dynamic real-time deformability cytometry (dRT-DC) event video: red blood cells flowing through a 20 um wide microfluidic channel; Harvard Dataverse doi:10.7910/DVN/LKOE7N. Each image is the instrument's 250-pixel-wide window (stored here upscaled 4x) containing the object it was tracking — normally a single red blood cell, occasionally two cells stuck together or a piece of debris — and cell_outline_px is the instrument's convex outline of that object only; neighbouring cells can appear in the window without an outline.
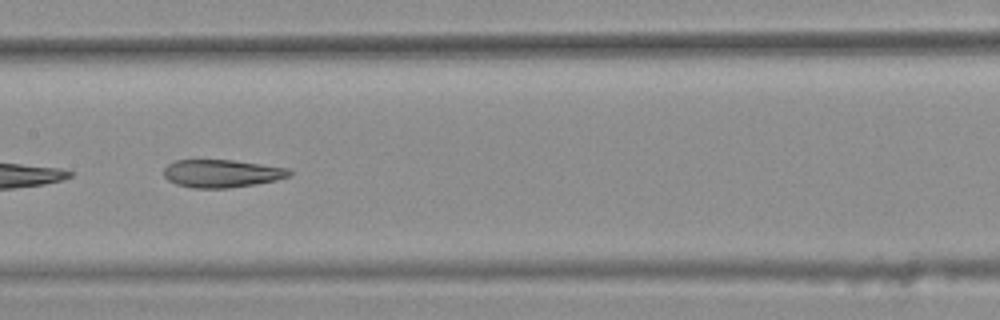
{"species": "common noctule bat (a hibernating species)", "species_latin": "Nyctalus noctula", "temperature_condition": "warm", "stored_images_in_passage": 11, "segment_of_instrument_passage": [1, 2], "camera_frame_rate_fps": 3000, "um_per_image_px": 0.085, "animal": {"sex": "female", "body_mass_g": 25.1}, "frame": {"image": 1, "passage_image": 7, "time_ms": 2.0, "image_size_px": [1000, 320], "cell_outline_px": [[292, 172], [288, 176], [276, 180], [256, 184], [228, 188], [192, 188], [176, 184], [168, 180], [164, 176], [164, 168], [168, 164], [176, 160], [232, 160], [288, 168]], "centroid_in_image_um": [18.82, 14.75], "position_along_channel_um": 188.6, "area_um2": 20.29}}
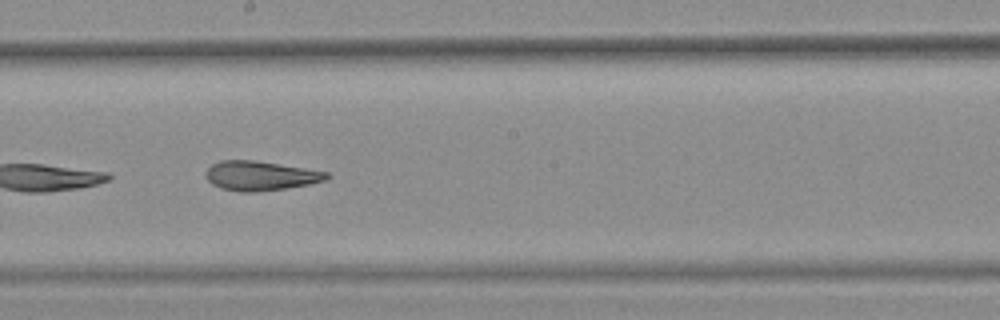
{"frame": {"image": 2, "passage_image": 8, "time_ms": 2.333, "image_size_px": [1000, 320], "cell_outline_px": [[332, 176], [324, 180], [308, 184], [288, 188], [256, 192], [244, 192], [220, 188], [212, 184], [204, 176], [204, 172], [212, 164], [220, 160], [256, 160], [328, 172]], "centroid_in_image_um": [22.1, 14.94], "position_along_channel_um": 226.1, "area_um2": 20.81}}
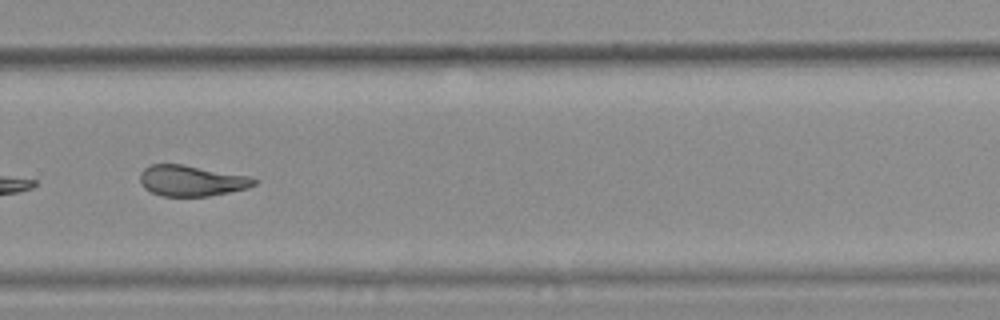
{"frame": {"image": 3, "passage_image": 10, "time_ms": 3.0, "image_size_px": [1000, 320], "cell_outline_px": [[260, 180], [256, 184], [248, 188], [208, 196], [160, 196], [144, 188], [140, 184], [140, 172], [144, 168], [152, 164], [184, 164], [248, 176]], "centroid_in_image_um": [16.27, 15.36], "position_along_channel_um": 313.5, "area_um2": 20.58}}